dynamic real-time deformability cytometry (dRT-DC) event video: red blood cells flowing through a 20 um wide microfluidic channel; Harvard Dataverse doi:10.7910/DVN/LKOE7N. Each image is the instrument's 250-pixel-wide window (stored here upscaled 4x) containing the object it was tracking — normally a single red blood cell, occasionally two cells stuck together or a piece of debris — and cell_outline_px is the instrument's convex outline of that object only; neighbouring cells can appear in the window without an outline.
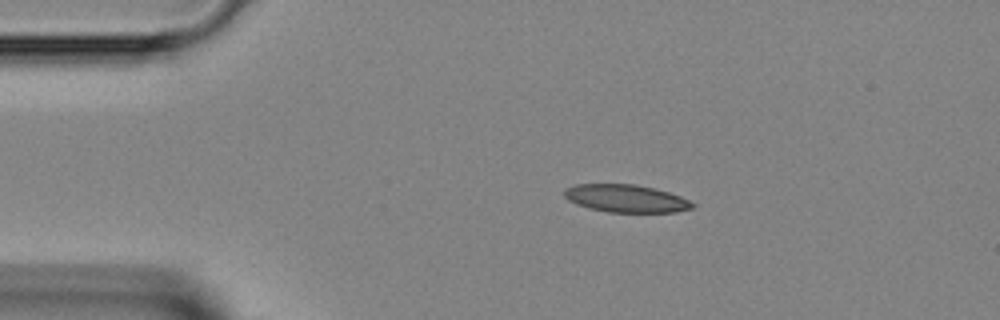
{"species": "Egyptian fruit bat (a non-hibernating species)", "species_latin": "Rousettus aegyptiacus", "temperature_condition": "room temperature", "stored_images_in_passage": 37, "camera_frame_rate_fps": 3000, "um_per_image_px": 0.085, "animal": {"sex": "female"}, "frame": {"image": 1, "passage_image": 1, "time_ms": 0.0, "image_size_px": [1000, 320], "cell_outline_px": [[696, 204], [692, 208], [676, 212], [608, 212], [588, 208], [576, 204], [568, 200], [564, 196], [564, 188], [576, 184], [632, 184], [652, 188], [668, 192], [680, 196]], "centroid_in_image_um": [53.17, 16.87], "position_along_channel_um": 31.8, "area_um2": 20.63}}
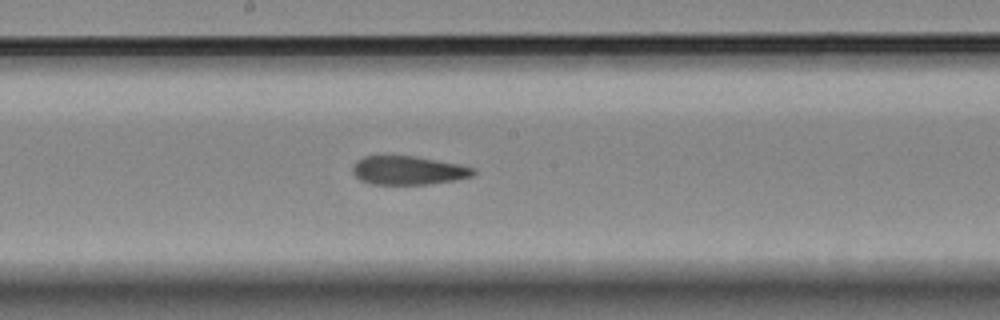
{"frame": {"image": 2, "passage_image": 16, "time_ms": 5.0, "image_size_px": [1000, 320], "cell_outline_px": [[476, 172], [472, 176], [456, 180], [428, 184], [372, 184], [360, 180], [352, 172], [352, 164], [356, 160], [364, 156], [416, 156], [460, 164], [472, 168]], "centroid_in_image_um": [34.67, 14.48], "position_along_channel_um": 213.5, "area_um2": 20.23}}
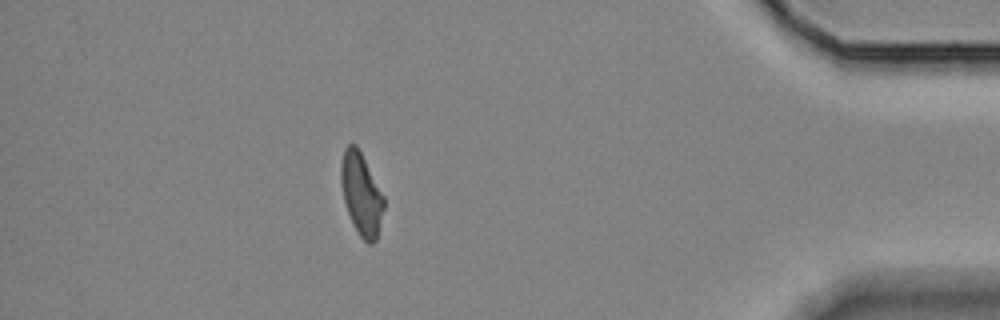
{"frame": {"image": 3, "passage_image": 32, "time_ms": 10.333, "image_size_px": [1000, 320], "cell_outline_px": [[384, 208], [376, 240], [372, 244], [368, 244], [360, 236], [352, 224], [344, 200], [340, 184], [340, 164], [344, 148], [348, 144], [356, 144], [384, 196]], "centroid_in_image_um": [30.69, 16.49], "position_along_channel_um": 404.5, "area_um2": 20.52}}